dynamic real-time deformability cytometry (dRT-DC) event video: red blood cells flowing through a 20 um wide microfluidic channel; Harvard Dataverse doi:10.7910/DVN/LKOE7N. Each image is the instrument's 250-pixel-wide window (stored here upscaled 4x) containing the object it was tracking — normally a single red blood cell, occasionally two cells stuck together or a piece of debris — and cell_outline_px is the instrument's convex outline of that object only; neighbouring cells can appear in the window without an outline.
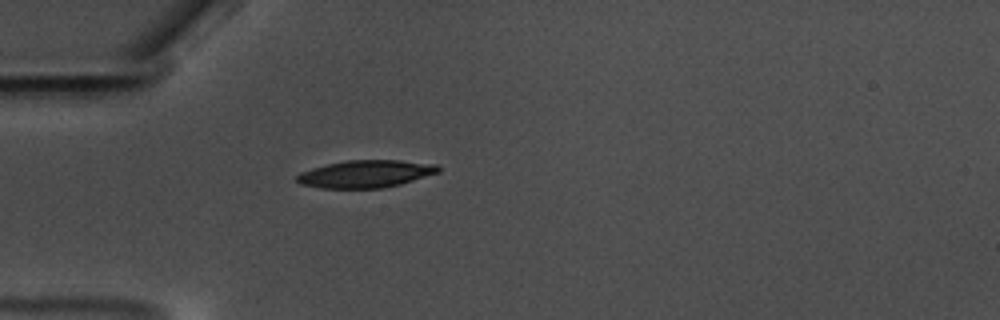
{"species": "common noctule bat (a hibernating species)", "species_latin": "Nyctalus noctula", "temperature_condition": "warm", "stored_images_in_passage": 42, "camera_frame_rate_fps": 3000, "um_per_image_px": 0.085, "animal": {"sex": "male", "body_mass_g": 17.5, "forearm_length_mm": 52.3}, "frame": {"image": 1, "passage_image": 1, "time_ms": 0.0, "image_size_px": [1000, 320], "cell_outline_px": [[440, 172], [400, 184], [380, 188], [320, 188], [300, 184], [296, 180], [296, 176], [300, 172], [312, 168], [328, 164], [348, 160], [400, 160], [440, 164]], "centroid_in_image_um": [31.1, 14.77], "position_along_channel_um": 53.9, "area_um2": 22.66}}
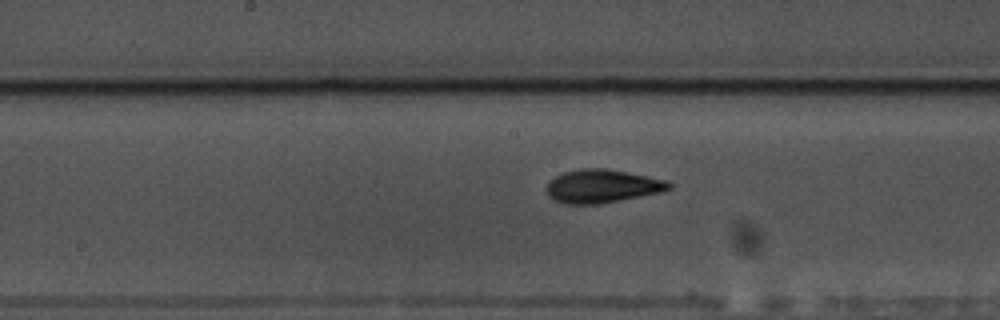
{"frame": {"image": 2, "passage_image": 14, "time_ms": 4.333, "image_size_px": [1000, 320], "cell_outline_px": [[672, 188], [660, 192], [600, 204], [564, 204], [552, 200], [548, 196], [548, 180], [564, 172], [580, 168], [608, 168], [668, 180], [672, 184]], "centroid_in_image_um": [51.18, 15.82], "position_along_channel_um": 197.0, "area_um2": 23.93}}
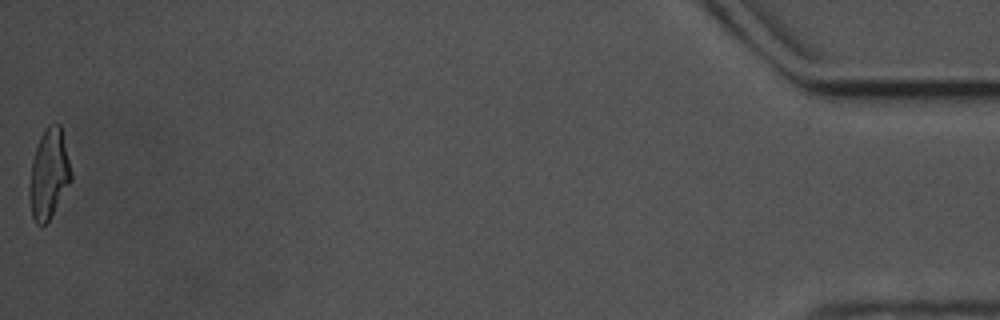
{"frame": {"image": 3, "passage_image": 42, "time_ms": 13.667, "image_size_px": [1000, 320], "cell_outline_px": [[72, 180], [48, 220], [44, 224], [36, 224], [32, 216], [28, 196], [28, 188], [32, 160], [40, 136], [48, 124], [60, 124], [72, 172]], "centroid_in_image_um": [4.14, 14.78], "position_along_channel_um": 431.1, "area_um2": 21.68}, "authors_computed_cell_mechanics": {"area_um2": 22.4842, "velocity_mm_per_s": 3.5304, "shape_relaxation_time_tau1_ms": 4.3085, "shape_relaxation_time_tau2_ms": 1.8894, "deformation_change_tau1": 0.1666, "deformation_change_tau2": 0.0883}}